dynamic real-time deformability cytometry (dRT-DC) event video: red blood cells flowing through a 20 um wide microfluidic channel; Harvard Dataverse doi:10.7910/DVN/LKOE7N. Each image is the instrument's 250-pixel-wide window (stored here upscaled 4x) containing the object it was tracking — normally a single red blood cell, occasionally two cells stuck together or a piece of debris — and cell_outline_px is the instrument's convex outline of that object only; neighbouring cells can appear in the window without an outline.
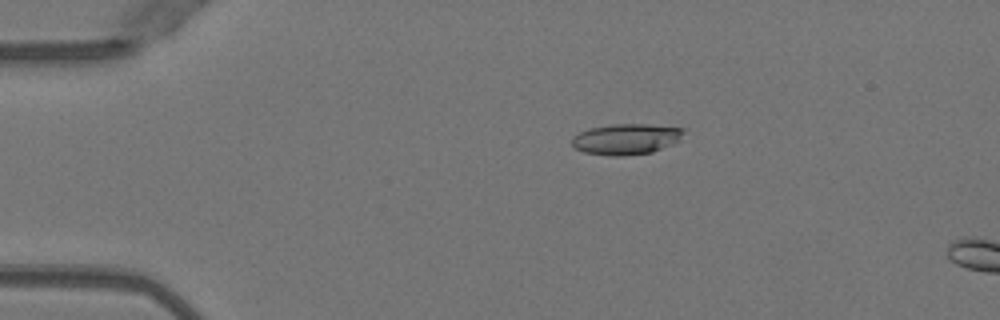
{"species": "Egyptian fruit bat (a non-hibernating species)", "species_latin": "Rousettus aegyptiacus", "temperature_condition": "warm", "stored_images_in_passage": 14, "camera_frame_rate_fps": 3000, "um_per_image_px": 0.085, "animal": {"sex": "female"}, "frame": {"image": 1, "passage_image": 10, "time_ms": 3.0, "image_size_px": [1000, 320], "cell_outline_px": [[684, 132], [672, 144], [652, 152], [620, 156], [612, 156], [584, 152], [576, 148], [572, 144], [572, 136], [588, 128], [612, 124], [648, 124], [684, 128]], "centroid_in_image_um": [53.18, 11.81], "position_along_channel_um": 31.8, "area_um2": 19.88}}